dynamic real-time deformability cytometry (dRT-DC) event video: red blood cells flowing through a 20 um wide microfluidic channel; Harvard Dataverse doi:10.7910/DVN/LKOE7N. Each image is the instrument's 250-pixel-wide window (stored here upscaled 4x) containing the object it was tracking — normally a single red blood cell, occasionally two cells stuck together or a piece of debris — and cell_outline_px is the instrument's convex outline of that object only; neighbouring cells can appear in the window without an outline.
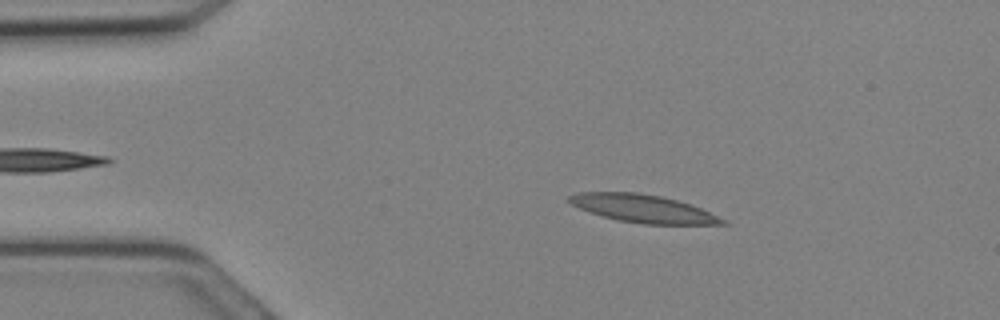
{"species": "Egyptian fruit bat (a non-hibernating species)", "species_latin": "Rousettus aegyptiacus", "temperature_condition": "cold", "stored_images_in_passage": 13, "camera_frame_rate_fps": 3000, "um_per_image_px": 0.085, "animal": {"sex": "female"}, "frame": {"image": 1, "passage_image": 4, "time_ms": 1.0, "image_size_px": [1000, 320], "cell_outline_px": [[728, 224], [644, 224], [620, 220], [604, 216], [580, 208], [572, 204], [568, 200], [568, 196], [580, 192], [636, 192], [660, 196], [692, 204], [728, 220]], "centroid_in_image_um": [54.72, 17.72], "position_along_channel_um": 30.3, "area_um2": 24.62}}
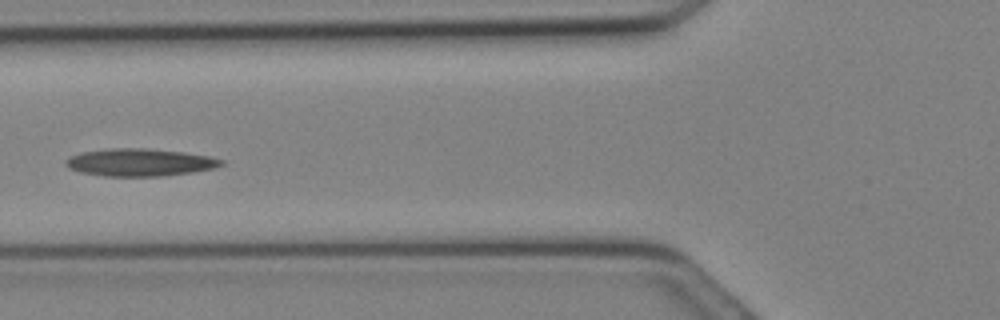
{"frame": {"image": 2, "passage_image": 10, "time_ms": 3.0, "image_size_px": [1000, 320], "cell_outline_px": [[224, 164], [216, 168], [192, 172], [164, 176], [104, 176], [80, 172], [68, 168], [64, 164], [64, 160], [80, 152], [108, 148], [148, 148], [184, 152], [208, 156], [224, 160]], "centroid_in_image_um": [11.87, 13.8], "position_along_channel_um": 113.9, "area_um2": 25.14}}
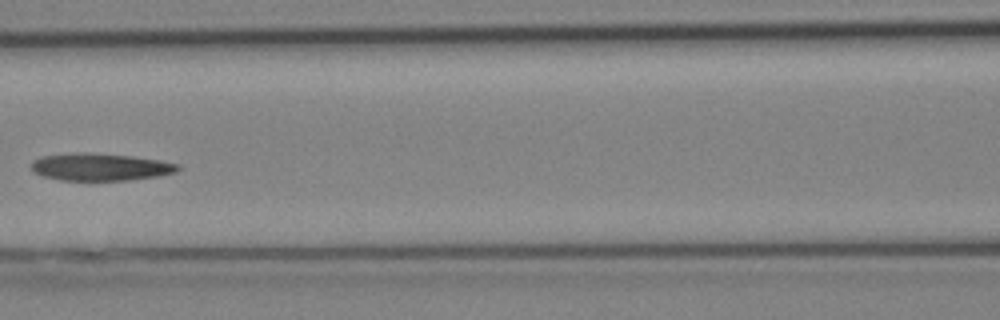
{"frame": {"image": 3, "passage_image": 12, "time_ms": 3.667, "image_size_px": [1000, 320], "cell_outline_px": [[180, 168], [172, 172], [156, 176], [128, 180], [60, 180], [44, 176], [36, 172], [32, 168], [32, 160], [40, 156], [76, 152], [84, 152], [132, 156], [160, 160], [180, 164]], "centroid_in_image_um": [8.5, 14.18], "position_along_channel_um": 158.1, "area_um2": 23.18}}